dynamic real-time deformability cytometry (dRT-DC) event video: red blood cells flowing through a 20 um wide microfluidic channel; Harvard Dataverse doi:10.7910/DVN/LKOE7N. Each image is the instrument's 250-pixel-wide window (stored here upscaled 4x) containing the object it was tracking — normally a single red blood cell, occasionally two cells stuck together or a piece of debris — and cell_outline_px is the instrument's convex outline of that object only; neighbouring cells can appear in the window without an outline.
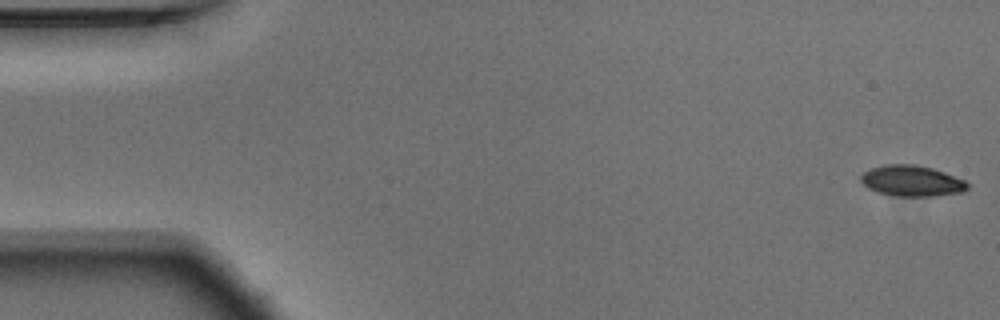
{"species": "Egyptian fruit bat (a non-hibernating species)", "species_latin": "Rousettus aegyptiacus", "temperature_condition": "warm", "stored_images_in_passage": 54, "camera_frame_rate_fps": 3000, "um_per_image_px": 0.085, "animal": {"sex": "male"}, "frame": {"image": 1, "passage_image": 1, "time_ms": 0.0, "image_size_px": [1000, 320], "cell_outline_px": [[968, 188], [964, 192], [936, 196], [900, 196], [880, 192], [868, 188], [860, 180], [860, 176], [864, 172], [872, 168], [884, 164], [916, 164], [932, 168], [944, 172], [964, 180], [968, 184]], "centroid_in_image_um": [77.52, 15.37], "position_along_channel_um": 7.5, "area_um2": 19.07}}
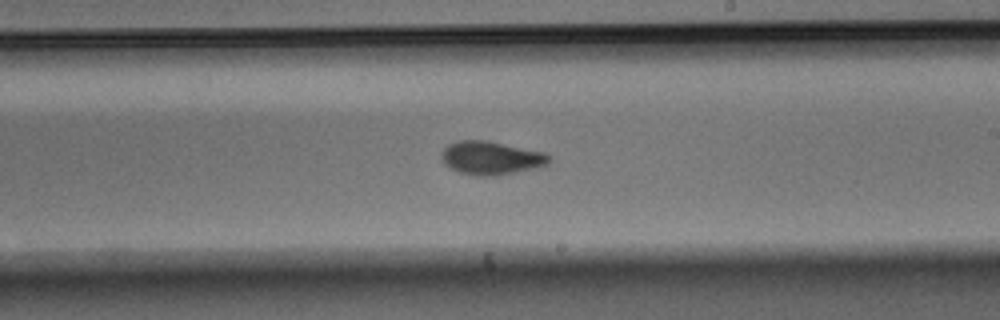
{"frame": {"image": 2, "passage_image": 31, "time_ms": 10.0, "image_size_px": [1000, 320], "cell_outline_px": [[552, 160], [548, 164], [536, 168], [496, 176], [476, 176], [460, 172], [444, 164], [440, 156], [440, 152], [448, 144], [456, 140], [484, 140], [544, 152], [552, 156]], "centroid_in_image_um": [41.74, 13.43], "position_along_channel_um": 247.3, "area_um2": 21.1}}
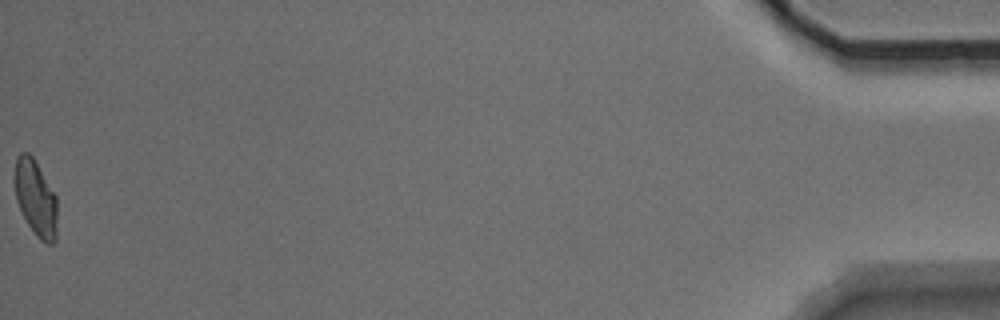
{"frame": {"image": 3, "passage_image": 54, "time_ms": 17.667, "image_size_px": [1000, 320], "cell_outline_px": [[56, 240], [52, 244], [48, 244], [40, 240], [36, 236], [28, 224], [16, 200], [16, 156], [20, 152], [28, 152], [32, 156], [56, 196]], "centroid_in_image_um": [3.04, 16.86], "position_along_channel_um": 432.2, "area_um2": 18.38}, "authors_computed_cell_mechanics": {"area_um2": 19.8543, "velocity_mm_per_s": 3.7464, "shape_relaxation_time_tau1_ms": 3.9415, "shape_relaxation_time_tau2_ms": 2.0257, "deformation_change_tau1": 0.1449, "deformation_change_tau2": 0.0649}}